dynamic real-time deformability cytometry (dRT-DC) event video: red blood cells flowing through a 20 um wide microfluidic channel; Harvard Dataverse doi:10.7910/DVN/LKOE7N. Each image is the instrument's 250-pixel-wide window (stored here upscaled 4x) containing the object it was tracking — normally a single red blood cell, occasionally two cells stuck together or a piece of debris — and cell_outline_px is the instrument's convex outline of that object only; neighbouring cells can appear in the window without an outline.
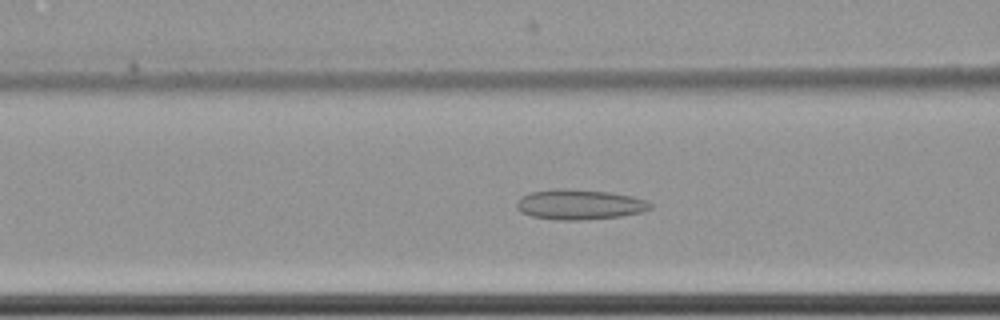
{"species": "common noctule bat (a hibernating species)", "species_latin": "Nyctalus noctula", "temperature_condition": "cold", "stored_images_in_passage": 42, "camera_frame_rate_fps": 3000, "um_per_image_px": 0.085, "animal": {"sex": "female", "body_mass_g": 22.7, "forearm_length_mm": 54.2}, "frame": {"image": 1, "passage_image": 15, "time_ms": 4.667, "image_size_px": [1000, 320], "cell_outline_px": [[652, 208], [644, 212], [620, 216], [580, 220], [560, 220], [532, 216], [520, 212], [516, 208], [516, 204], [520, 196], [532, 192], [556, 188], [560, 188], [608, 192], [632, 196], [648, 200], [652, 204]], "centroid_in_image_um": [49.27, 17.38], "position_along_channel_um": 117.3, "area_um2": 23.52}}
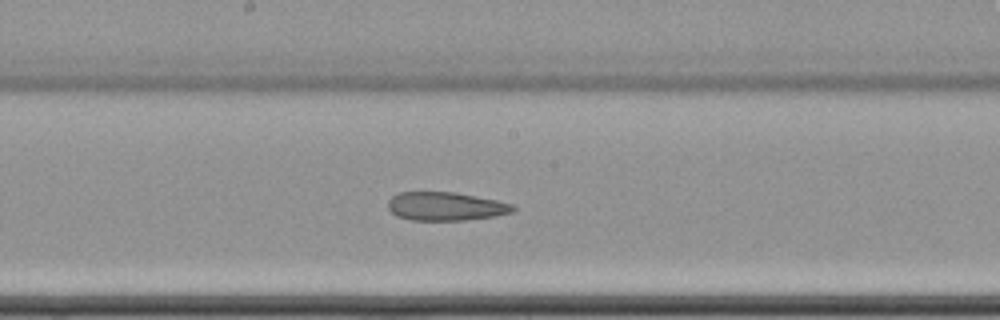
{"frame": {"image": 2, "passage_image": 23, "time_ms": 7.333, "image_size_px": [1000, 320], "cell_outline_px": [[516, 208], [512, 212], [492, 216], [464, 220], [412, 220], [396, 216], [388, 208], [388, 200], [392, 196], [400, 192], [456, 192], [496, 200], [512, 204]], "centroid_in_image_um": [37.85, 17.53], "position_along_channel_um": 210.4, "area_um2": 20.63}}
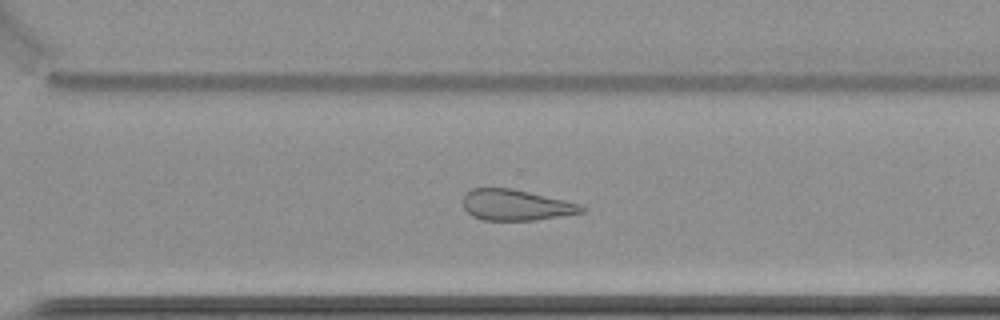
{"frame": {"image": 3, "passage_image": 33, "time_ms": 10.667, "image_size_px": [1000, 320], "cell_outline_px": [[588, 208], [584, 212], [536, 220], [484, 220], [472, 216], [464, 208], [464, 192], [472, 188], [512, 188], [564, 200], [580, 204]], "centroid_in_image_um": [43.85, 17.42], "position_along_channel_um": 326.7, "area_um2": 21.33}, "authors_computed_cell_mechanics": {"area_um2": 22.6287, "velocity_mm_per_s": 3.4914, "shape_relaxation_time_tau1_ms": null, "shape_relaxation_time_tau2_ms": 4.949, "deformation_change_tau1": null, "deformation_change_tau2": 0.1459}}